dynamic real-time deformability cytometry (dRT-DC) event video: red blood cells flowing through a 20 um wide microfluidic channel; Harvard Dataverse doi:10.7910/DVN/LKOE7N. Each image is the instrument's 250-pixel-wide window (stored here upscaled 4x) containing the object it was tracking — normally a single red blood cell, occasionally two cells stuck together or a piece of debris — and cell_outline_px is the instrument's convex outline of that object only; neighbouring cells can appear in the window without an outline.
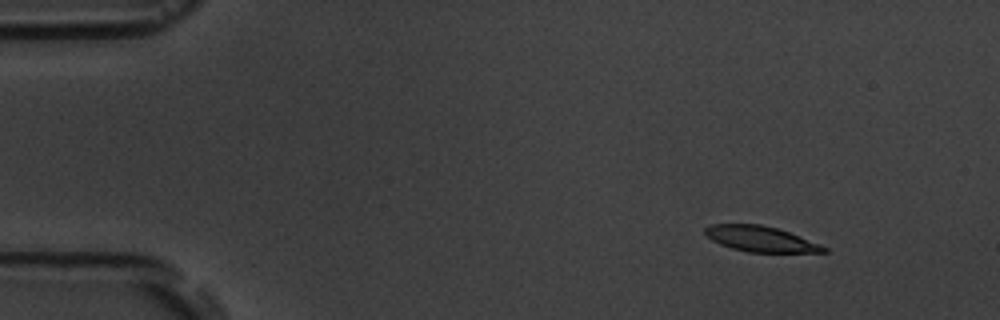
{"species": "common noctule bat (a hibernating species)", "species_latin": "Nyctalus noctula", "temperature_condition": "room temperature", "stored_images_in_passage": 3, "camera_frame_rate_fps": 3000, "um_per_image_px": 0.085, "animal": {"sex": "male", "body_mass_g": 19.5, "forearm_length_mm": 54.6}, "frame": {"image": 1, "passage_image": 1, "time_ms": 0.0, "image_size_px": [1000, 320], "cell_outline_px": [[828, 252], [748, 252], [732, 248], [720, 244], [712, 240], [704, 232], [704, 228], [712, 224], [760, 224], [776, 228], [788, 232], [820, 244], [828, 248]], "centroid_in_image_um": [64.64, 20.31], "position_along_channel_um": 20.4, "area_um2": 17.46}}